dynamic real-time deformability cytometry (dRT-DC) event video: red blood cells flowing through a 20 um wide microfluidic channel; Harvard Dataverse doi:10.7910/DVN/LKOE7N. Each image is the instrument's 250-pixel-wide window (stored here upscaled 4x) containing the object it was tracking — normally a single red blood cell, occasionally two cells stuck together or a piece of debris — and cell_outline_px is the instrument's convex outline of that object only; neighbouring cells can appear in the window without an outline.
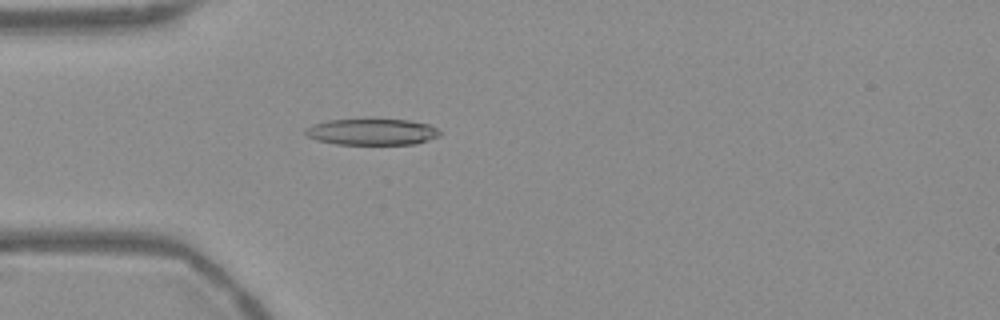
{"species": "Egyptian fruit bat (a non-hibernating species)", "species_latin": "Rousettus aegyptiacus", "temperature_condition": "warm", "stored_images_in_passage": 54, "camera_frame_rate_fps": 3000, "um_per_image_px": 0.085, "frame": {"image": 1, "passage_image": 16, "time_ms": 5.0, "image_size_px": [1000, 320], "cell_outline_px": [[440, 136], [416, 144], [336, 144], [316, 140], [308, 136], [304, 132], [304, 128], [312, 124], [328, 120], [408, 120], [428, 124], [436, 128], [440, 132]], "centroid_in_image_um": [31.59, 11.22], "position_along_channel_um": 53.4, "area_um2": 20.46}}
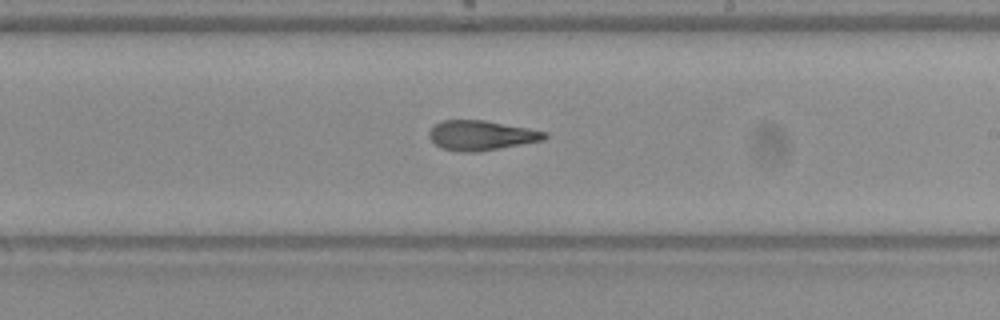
{"frame": {"image": 2, "passage_image": 32, "time_ms": 10.333, "image_size_px": [1000, 320], "cell_outline_px": [[548, 136], [544, 140], [480, 152], [460, 152], [440, 148], [428, 136], [428, 132], [436, 124], [444, 120], [484, 120], [528, 128], [548, 132]], "centroid_in_image_um": [40.92, 11.52], "position_along_channel_um": 248.1, "area_um2": 20.11}}
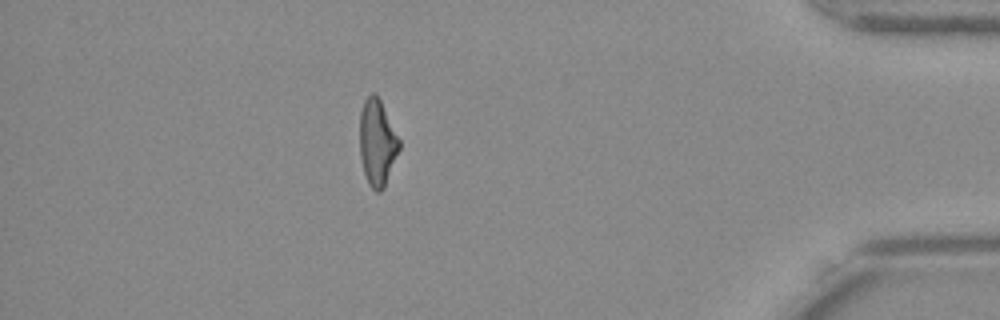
{"frame": {"image": 3, "passage_image": 48, "time_ms": 15.667, "image_size_px": [1000, 320], "cell_outline_px": [[400, 148], [384, 188], [380, 192], [376, 192], [368, 184], [364, 172], [360, 156], [360, 112], [364, 100], [372, 92], [380, 100], [400, 140]], "centroid_in_image_um": [32.06, 12.15], "position_along_channel_um": 403.1, "area_um2": 19.71}, "authors_computed_cell_mechanics": {"area_um2": 20.6635, "velocity_mm_per_s": 3.7696, "shape_relaxation_time_tau1_ms": 8.8734, "shape_relaxation_time_tau2_ms": 2.7145, "deformation_change_tau1": 0.2326, "deformation_change_tau2": 0.1258}}